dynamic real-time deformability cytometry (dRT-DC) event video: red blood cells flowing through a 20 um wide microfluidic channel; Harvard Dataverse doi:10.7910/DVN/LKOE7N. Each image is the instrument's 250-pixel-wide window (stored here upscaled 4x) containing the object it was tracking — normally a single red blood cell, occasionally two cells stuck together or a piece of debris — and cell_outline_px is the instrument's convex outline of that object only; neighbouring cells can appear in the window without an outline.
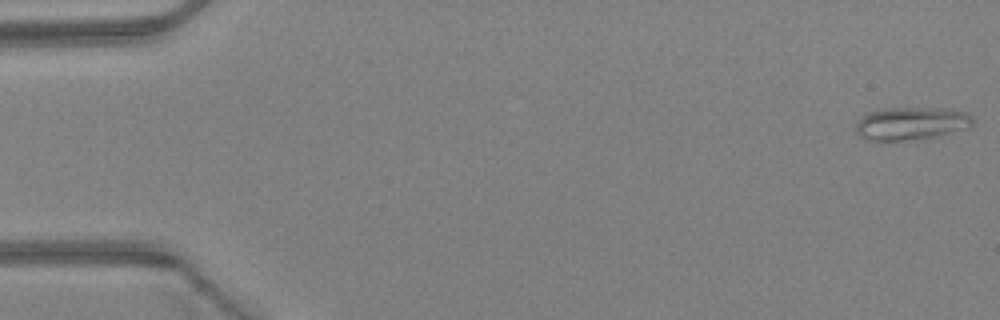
{"species": "Egyptian fruit bat (a non-hibernating species)", "species_latin": "Rousettus aegyptiacus", "temperature_condition": "warm", "stored_images_in_passage": 46, "camera_frame_rate_fps": 3000, "um_per_image_px": 0.085, "animal": {"sex": "female"}, "frame": {"image": 1, "passage_image": 1, "time_ms": 0.0, "image_size_px": [1000, 320], "cell_outline_px": [[976, 120], [972, 128], [928, 140], [868, 140], [860, 136], [856, 132], [856, 120], [860, 116], [868, 112], [884, 108], [952, 108], [968, 112]], "centroid_in_image_um": [77.57, 10.5], "position_along_channel_um": 7.4, "area_um2": 23.52}}
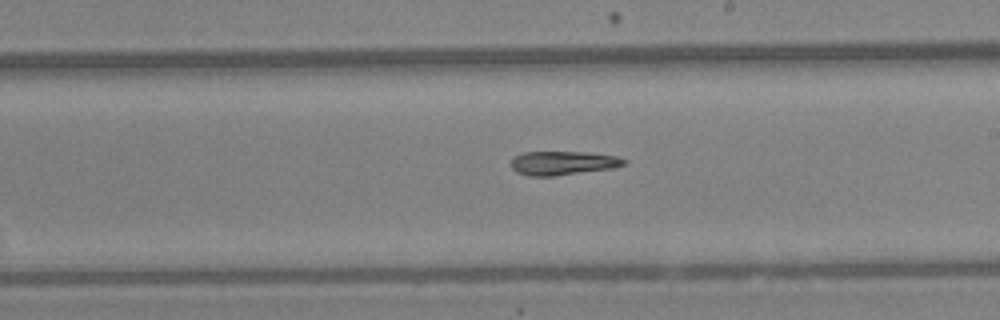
{"frame": {"image": 2, "passage_image": 27, "time_ms": 8.667, "image_size_px": [1000, 320], "cell_outline_px": [[628, 164], [612, 168], [552, 176], [528, 176], [516, 172], [512, 168], [512, 156], [520, 152], [588, 152], [616, 156], [628, 160]], "centroid_in_image_um": [47.84, 13.85], "position_along_channel_um": 241.2, "area_um2": 15.84}}
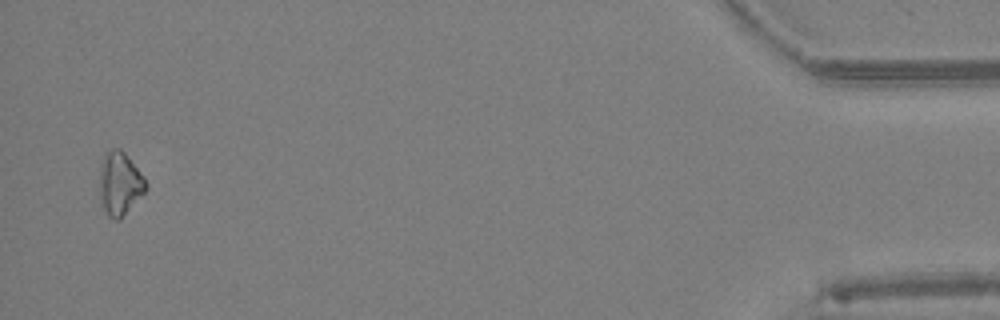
{"frame": {"image": 3, "passage_image": 45, "time_ms": 14.667, "image_size_px": [1000, 320], "cell_outline_px": [[144, 192], [120, 220], [116, 220], [108, 216], [104, 208], [100, 196], [100, 164], [104, 156], [112, 148], [120, 148], [124, 152], [144, 176]], "centroid_in_image_um": [10.16, 15.6], "position_along_channel_um": 425.0, "area_um2": 16.65}, "authors_computed_cell_mechanics": {"area_um2": 16.4152, "velocity_mm_per_s": 4.463, "shape_relaxation_time_tau1_ms": 5.6522, "shape_relaxation_time_tau2_ms": null, "deformation_change_tau1": 0.1539, "deformation_change_tau2": null}}